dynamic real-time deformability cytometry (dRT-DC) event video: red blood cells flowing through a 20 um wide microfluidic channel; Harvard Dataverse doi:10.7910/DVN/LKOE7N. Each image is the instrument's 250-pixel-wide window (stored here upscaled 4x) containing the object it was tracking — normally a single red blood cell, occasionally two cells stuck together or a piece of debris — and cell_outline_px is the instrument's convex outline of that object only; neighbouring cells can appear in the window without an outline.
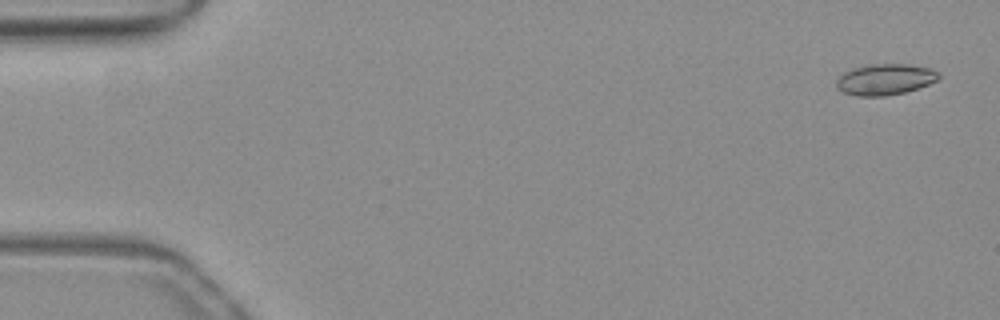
{"species": "common noctule bat (a hibernating species)", "species_latin": "Nyctalus noctula", "temperature_condition": "warm", "stored_images_in_passage": 52, "camera_frame_rate_fps": 3000, "um_per_image_px": 0.085, "animal": {"sex": "female", "body_mass_g": 19.3, "forearm_length_mm": 54.1}, "frame": {"image": 1, "passage_image": 2, "time_ms": 0.333, "image_size_px": [1000, 320], "cell_outline_px": [[940, 76], [936, 80], [928, 84], [904, 92], [884, 96], [856, 96], [844, 92], [836, 88], [836, 80], [840, 76], [852, 68], [868, 64], [904, 64], [928, 68], [940, 72]], "centroid_in_image_um": [75.2, 6.75], "position_along_channel_um": 9.8, "area_um2": 18.32}}
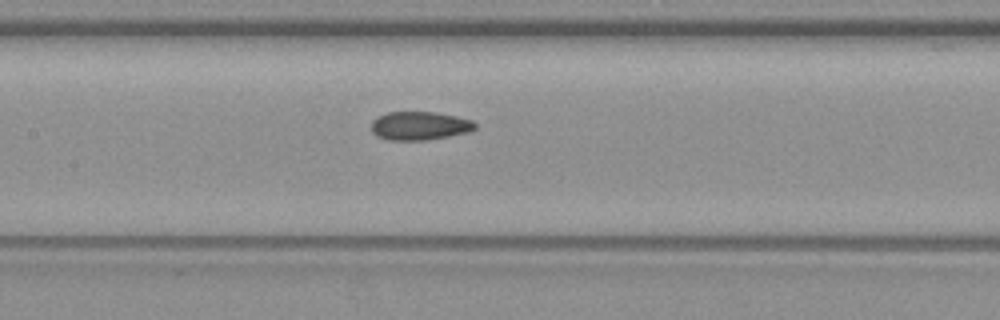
{"frame": {"image": 2, "passage_image": 25, "time_ms": 8.0, "image_size_px": [1000, 320], "cell_outline_px": [[476, 128], [468, 132], [428, 140], [388, 140], [376, 136], [372, 132], [372, 120], [376, 116], [388, 112], [436, 112], [456, 116], [472, 120], [476, 124]], "centroid_in_image_um": [35.64, 10.69], "position_along_channel_um": 171.8, "area_um2": 17.34}}
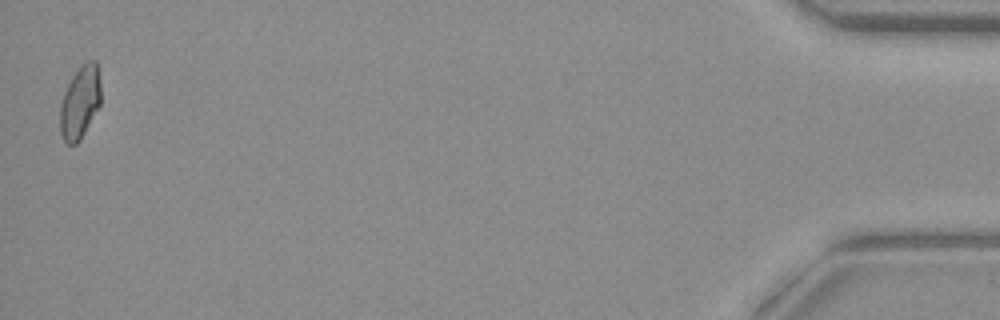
{"frame": {"image": 3, "passage_image": 52, "time_ms": 17.0, "image_size_px": [1000, 320], "cell_outline_px": [[100, 104], [80, 140], [76, 144], [68, 144], [64, 140], [60, 132], [60, 104], [64, 92], [72, 76], [80, 64], [88, 60], [96, 60], [100, 84]], "centroid_in_image_um": [6.79, 8.67], "position_along_channel_um": 428.4, "area_um2": 17.22}, "authors_computed_cell_mechanics": {"area_um2": 17.4845, "velocity_mm_per_s": 3.94, "shape_relaxation_time_tau1_ms": 7.8254, "shape_relaxation_time_tau2_ms": 1.3319, "deformation_change_tau1": 0.1356, "deformation_change_tau2": 0.0615}}